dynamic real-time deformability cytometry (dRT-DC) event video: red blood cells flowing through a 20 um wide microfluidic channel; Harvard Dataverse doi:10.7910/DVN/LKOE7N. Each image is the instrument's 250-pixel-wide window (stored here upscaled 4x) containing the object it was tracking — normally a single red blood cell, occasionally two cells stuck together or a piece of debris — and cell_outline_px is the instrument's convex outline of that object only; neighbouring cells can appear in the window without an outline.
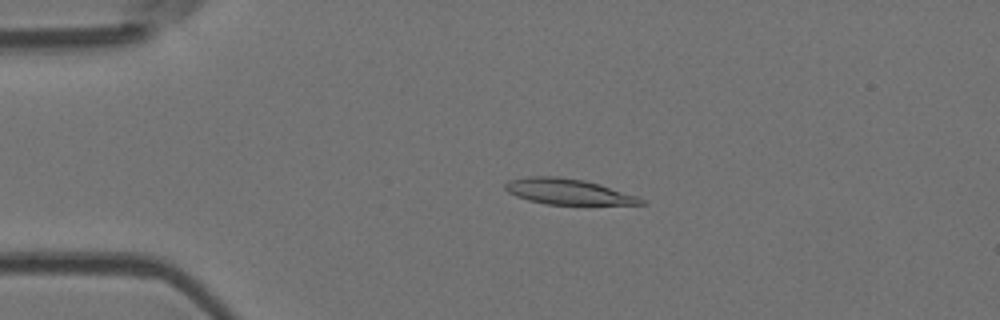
{"species": "Egyptian fruit bat (a non-hibernating species)", "species_latin": "Rousettus aegyptiacus", "temperature_condition": "room temperature", "stored_images_in_passage": 5, "camera_frame_rate_fps": 3000, "um_per_image_px": 0.085, "animal": {"sex": "female"}, "frame": {"image": 1, "passage_image": 4, "time_ms": 3.333, "image_size_px": [1000, 320], "cell_outline_px": [[648, 204], [544, 204], [528, 200], [516, 196], [508, 192], [504, 188], [504, 184], [508, 180], [528, 176], [556, 176], [584, 180], [600, 184], [636, 196], [644, 200]], "centroid_in_image_um": [48.23, 16.28], "position_along_channel_um": 36.8, "area_um2": 20.17}}